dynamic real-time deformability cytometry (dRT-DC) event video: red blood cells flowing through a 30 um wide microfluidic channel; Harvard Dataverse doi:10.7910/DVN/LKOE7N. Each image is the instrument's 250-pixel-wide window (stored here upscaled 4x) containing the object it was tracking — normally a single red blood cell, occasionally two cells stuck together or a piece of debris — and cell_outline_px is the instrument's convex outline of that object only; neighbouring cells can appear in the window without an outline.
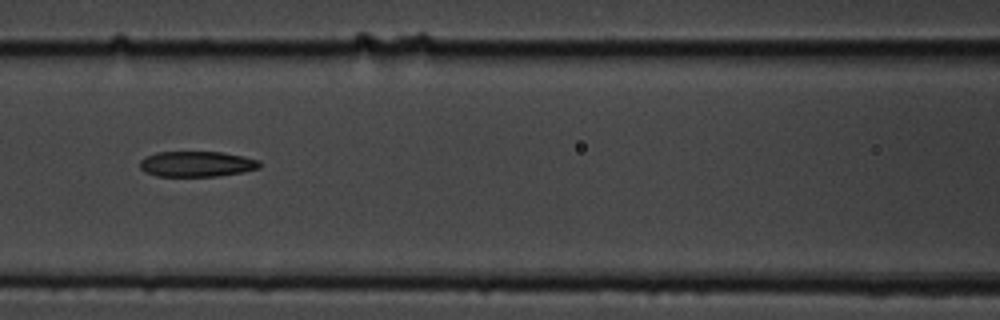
{"species": "common noctule bat (a hibernating species)", "species_latin": "Nyctalus noctula", "temperature_condition": "cold", "stored_images_in_passage": 6, "camera_frame_rate_fps": 3000, "um_per_image_px": 0.085, "animal": {"sex": "male", "body_mass_g": 19.5, "forearm_length_mm": 54.6}, "frame": {"image": 1, "passage_image": 4, "time_ms": 4.333, "image_size_px": [1000, 320], "cell_outline_px": [[260, 168], [240, 172], [216, 176], [156, 176], [144, 172], [140, 168], [140, 160], [156, 152], [220, 152], [244, 156], [260, 160]], "centroid_in_image_um": [16.71, 13.94], "position_along_channel_um": 149.9, "area_um2": 17.74}}
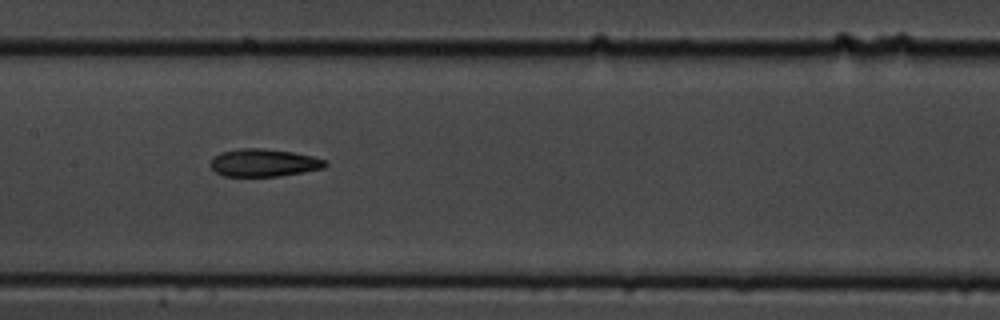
{"frame": {"image": 2, "passage_image": 5, "time_ms": 5.333, "image_size_px": [1000, 320], "cell_outline_px": [[328, 164], [324, 168], [304, 172], [280, 176], [224, 176], [216, 172], [208, 164], [212, 156], [220, 152], [240, 148], [264, 148], [292, 152], [312, 156], [324, 160]], "centroid_in_image_um": [22.38, 13.83], "position_along_channel_um": 185.0, "area_um2": 18.67}}
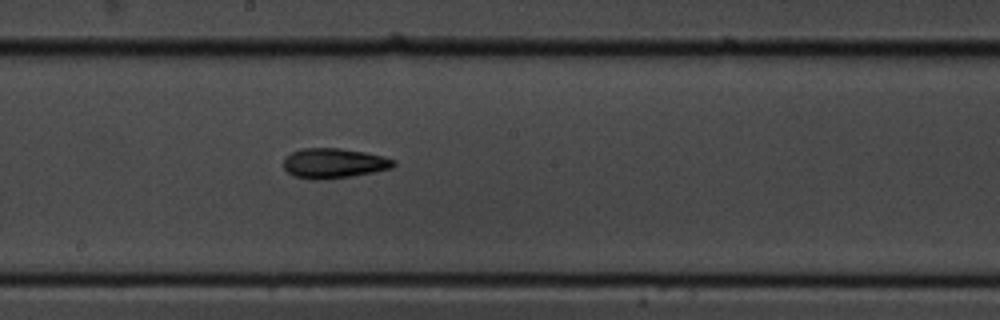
{"frame": {"image": 3, "passage_image": 6, "time_ms": 6.333, "image_size_px": [1000, 320], "cell_outline_px": [[396, 164], [392, 168], [352, 176], [324, 180], [312, 180], [296, 176], [288, 172], [284, 168], [284, 160], [292, 152], [300, 148], [340, 148], [364, 152], [384, 156], [396, 160]], "centroid_in_image_um": [28.4, 13.87], "position_along_channel_um": 219.8, "area_um2": 19.25}}